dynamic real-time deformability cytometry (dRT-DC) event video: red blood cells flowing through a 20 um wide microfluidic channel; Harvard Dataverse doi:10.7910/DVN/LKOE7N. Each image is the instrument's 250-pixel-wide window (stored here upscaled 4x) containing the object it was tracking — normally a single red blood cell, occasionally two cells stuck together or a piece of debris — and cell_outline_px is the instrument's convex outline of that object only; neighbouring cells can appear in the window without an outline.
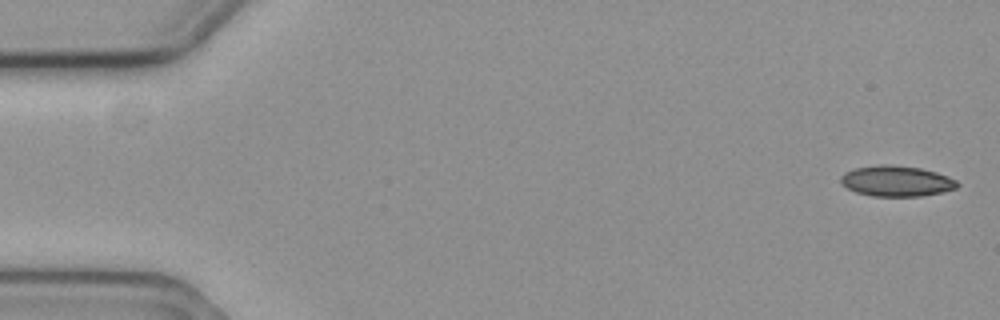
{"species": "common noctule bat (a hibernating species)", "species_latin": "Nyctalus noctula", "temperature_condition": "cold", "stored_images_in_passage": 57, "camera_frame_rate_fps": 3000, "um_per_image_px": 0.085, "animal": {"sex": "female", "body_mass_g": 19.3, "forearm_length_mm": 54.1}, "frame": {"image": 1, "passage_image": 1, "time_ms": 0.0, "image_size_px": [1000, 320], "cell_outline_px": [[960, 184], [956, 188], [944, 192], [920, 196], [872, 196], [856, 192], [840, 184], [840, 176], [844, 172], [856, 168], [880, 164], [892, 164], [920, 168], [936, 172], [948, 176], [956, 180]], "centroid_in_image_um": [76.19, 15.39], "position_along_channel_um": 8.8, "area_um2": 20.98}}
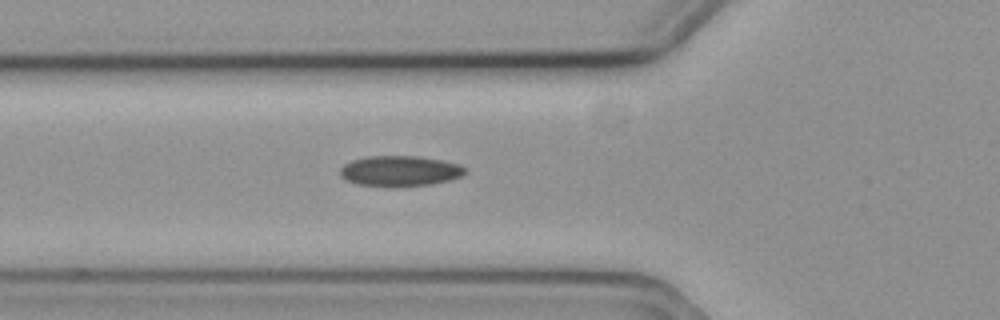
{"frame": {"image": 2, "passage_image": 20, "time_ms": 6.333, "image_size_px": [1000, 320], "cell_outline_px": [[468, 172], [460, 176], [448, 180], [432, 184], [396, 188], [392, 188], [356, 184], [344, 180], [340, 176], [340, 168], [344, 164], [352, 160], [368, 156], [416, 156], [444, 160], [460, 164], [468, 168]], "centroid_in_image_um": [33.99, 14.55], "position_along_channel_um": 91.8, "area_um2": 22.83}}
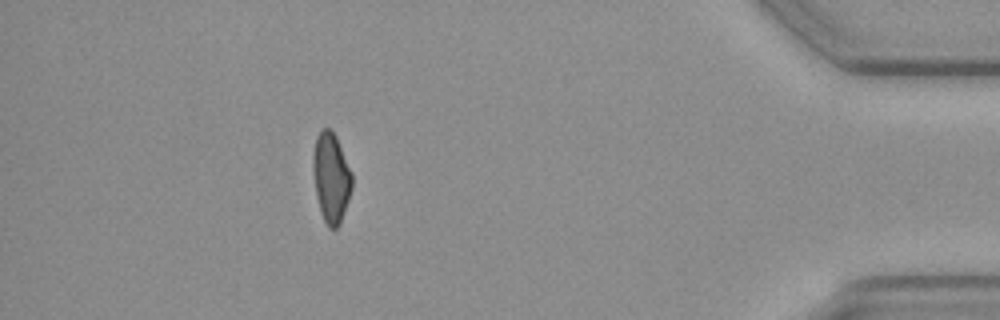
{"frame": {"image": 3, "passage_image": 51, "time_ms": 16.667, "image_size_px": [1000, 320], "cell_outline_px": [[352, 188], [340, 224], [336, 228], [328, 228], [320, 212], [316, 196], [312, 168], [312, 160], [316, 136], [324, 128], [328, 128], [336, 136], [352, 172]], "centroid_in_image_um": [28.14, 15.11], "position_along_channel_um": 407.1, "area_um2": 20.4}, "authors_computed_cell_mechanics": {"area_um2": 20.9814, "velocity_mm_per_s": 3.5928, "shape_relaxation_time_tau1_ms": 9.1064, "shape_relaxation_time_tau2_ms": null, "deformation_change_tau1": 0.1383, "deformation_change_tau2": null}}